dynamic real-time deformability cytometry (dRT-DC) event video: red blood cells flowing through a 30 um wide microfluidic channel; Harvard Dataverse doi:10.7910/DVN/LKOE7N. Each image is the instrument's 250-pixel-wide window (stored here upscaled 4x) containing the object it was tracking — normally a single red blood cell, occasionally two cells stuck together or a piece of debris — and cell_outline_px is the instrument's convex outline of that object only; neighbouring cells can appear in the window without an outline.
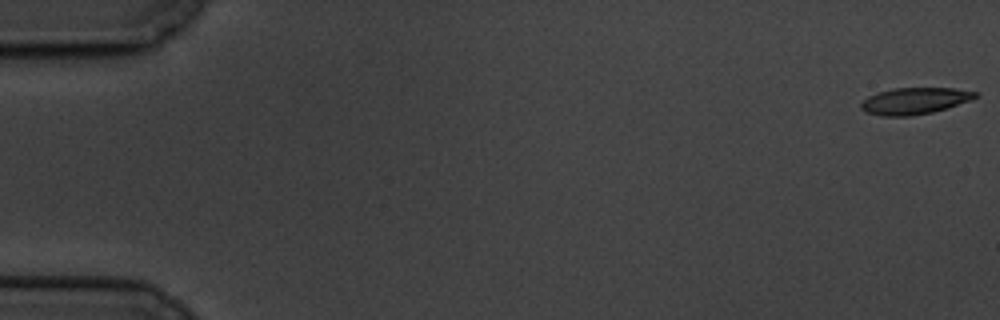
{"species": "common noctule bat (a hibernating species)", "species_latin": "Nyctalus noctula", "temperature_condition": "cold", "stored_images_in_passage": 5, "camera_frame_rate_fps": 3000, "um_per_image_px": 0.085, "animal": {"sex": "male", "body_mass_g": 19.5, "forearm_length_mm": 54.6}, "frame": {"image": 1, "passage_image": 1, "time_ms": 0.0, "image_size_px": [1000, 320], "cell_outline_px": [[980, 92], [972, 100], [932, 112], [912, 116], [880, 116], [868, 112], [860, 108], [860, 104], [868, 96], [892, 88], [956, 88]], "centroid_in_image_um": [77.76, 8.57], "position_along_channel_um": 7.2, "area_um2": 17.69}}
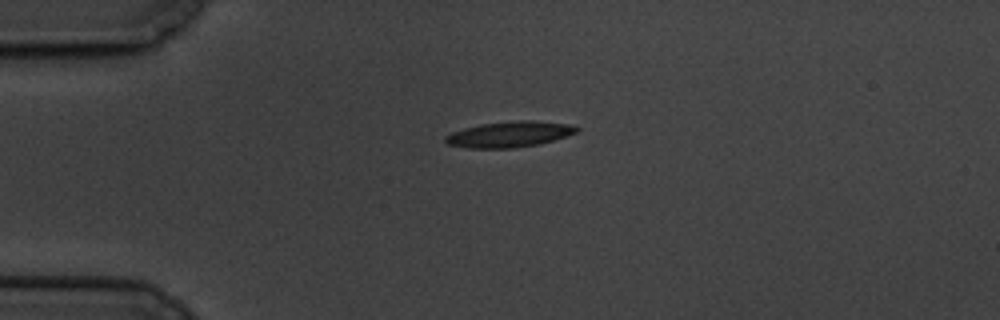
{"frame": {"image": 2, "passage_image": 5, "time_ms": 4.667, "image_size_px": [1000, 320], "cell_outline_px": [[580, 128], [576, 132], [540, 144], [512, 148], [468, 148], [448, 144], [444, 140], [444, 136], [452, 132], [464, 128], [480, 124], [516, 120], [532, 120], [568, 124]], "centroid_in_image_um": [43.26, 11.41], "position_along_channel_um": 41.7, "area_um2": 19.59}}